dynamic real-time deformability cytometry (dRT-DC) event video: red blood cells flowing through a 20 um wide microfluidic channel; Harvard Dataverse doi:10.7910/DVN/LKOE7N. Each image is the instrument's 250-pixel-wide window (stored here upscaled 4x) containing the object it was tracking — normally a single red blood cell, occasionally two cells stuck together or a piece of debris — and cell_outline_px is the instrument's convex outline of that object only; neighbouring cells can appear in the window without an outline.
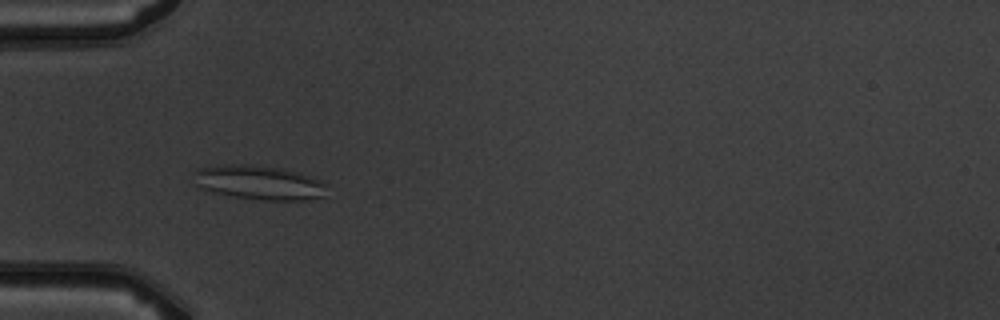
{"species": "common noctule bat (a hibernating species)", "species_latin": "Nyctalus noctula", "temperature_condition": "warm", "stored_images_in_passage": 6, "camera_frame_rate_fps": 3000, "um_per_image_px": 0.085, "animal": {"sex": "male", "body_mass_g": 19.5, "forearm_length_mm": 54.6}, "frame": {"image": 1, "passage_image": 5, "time_ms": 4.667, "image_size_px": [1000, 320], "cell_outline_px": [[328, 184], [324, 196], [304, 200], [260, 200], [232, 196], [212, 192], [200, 188], [192, 184], [192, 172], [200, 168], [224, 164], [252, 164], [284, 168], [300, 172], [312, 176]], "centroid_in_image_um": [21.99, 15.5], "position_along_channel_um": 63.0, "area_um2": 27.28}}
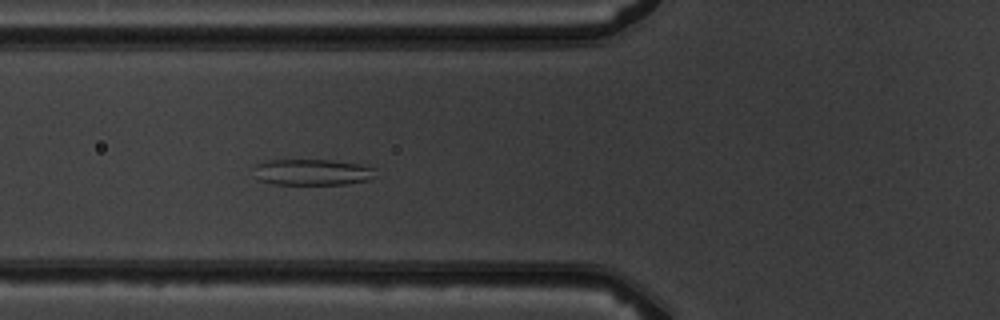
{"frame": {"image": 2, "passage_image": 6, "time_ms": 5.667, "image_size_px": [1000, 320], "cell_outline_px": [[376, 176], [368, 180], [348, 184], [276, 184], [260, 180], [256, 164], [268, 160], [328, 160], [356, 164], [376, 168]], "centroid_in_image_um": [26.64, 14.64], "position_along_channel_um": 99.2, "area_um2": 18.15}}